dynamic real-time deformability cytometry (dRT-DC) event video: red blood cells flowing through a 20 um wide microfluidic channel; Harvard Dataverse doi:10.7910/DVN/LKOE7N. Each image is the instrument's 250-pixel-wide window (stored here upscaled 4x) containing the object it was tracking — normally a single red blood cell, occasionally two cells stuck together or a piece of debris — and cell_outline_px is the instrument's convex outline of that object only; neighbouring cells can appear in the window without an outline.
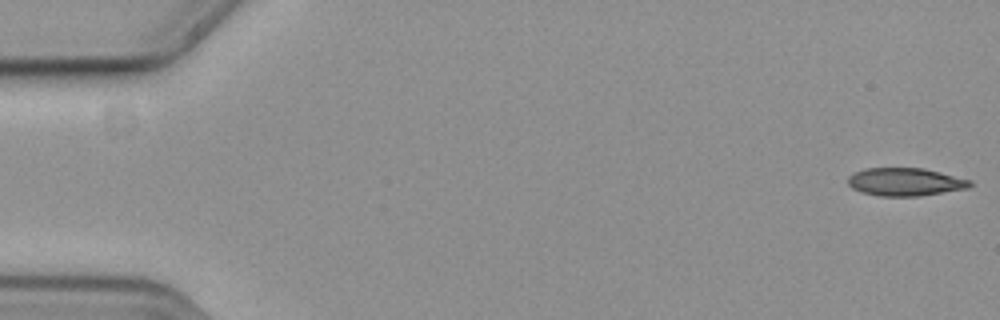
{"species": "common noctule bat (a hibernating species)", "species_latin": "Nyctalus noctula", "temperature_condition": "cold", "stored_images_in_passage": 56, "camera_frame_rate_fps": 3000, "um_per_image_px": 0.085, "animal": {"sex": "female", "body_mass_g": 19.3, "forearm_length_mm": 54.1}, "frame": {"image": 1, "passage_image": 1, "time_ms": 0.0, "image_size_px": [1000, 320], "cell_outline_px": [[972, 184], [968, 188], [920, 196], [880, 196], [864, 192], [852, 188], [848, 184], [848, 176], [864, 168], [924, 168], [972, 180]], "centroid_in_image_um": [76.96, 15.46], "position_along_channel_um": 8.0, "area_um2": 19.83}}
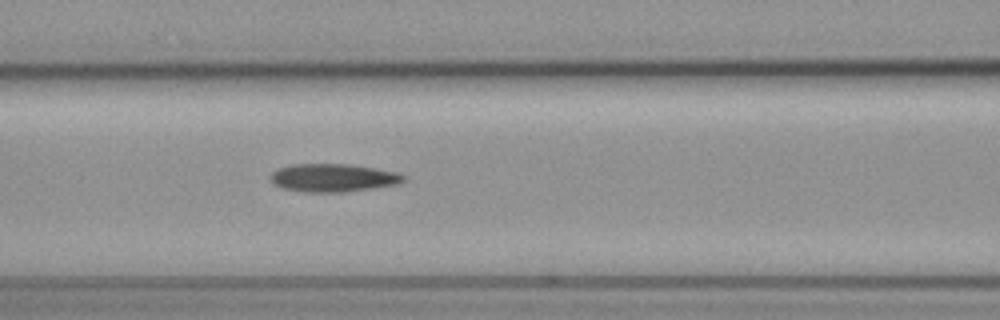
{"frame": {"image": 2, "passage_image": 24, "time_ms": 7.667, "image_size_px": [1000, 320], "cell_outline_px": [[408, 180], [400, 184], [344, 192], [304, 192], [284, 188], [276, 184], [272, 180], [272, 172], [280, 168], [292, 164], [352, 164], [376, 168], [396, 172], [404, 176]], "centroid_in_image_um": [28.39, 15.11], "position_along_channel_um": 138.2, "area_um2": 21.68}}
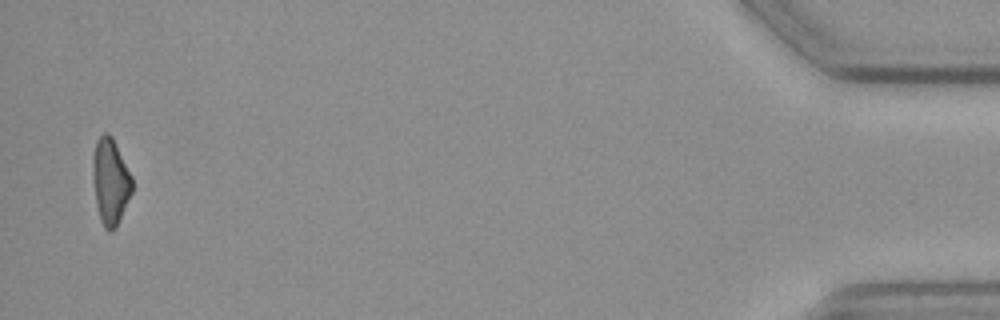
{"frame": {"image": 3, "passage_image": 55, "time_ms": 18.0, "image_size_px": [1000, 320], "cell_outline_px": [[132, 192], [116, 228], [112, 232], [108, 232], [104, 228], [100, 220], [96, 204], [92, 180], [92, 156], [96, 140], [104, 132], [108, 132], [112, 136], [132, 176]], "centroid_in_image_um": [9.36, 15.42], "position_along_channel_um": 425.8, "area_um2": 20.06}, "authors_computed_cell_mechanics": {"area_um2": 21.2704, "velocity_mm_per_s": 3.6985, "shape_relaxation_time_tau1_ms": 6.1632, "shape_relaxation_time_tau2_ms": 7.425, "deformation_change_tau1": 0.1674, "deformation_change_tau2": 0.1839}}